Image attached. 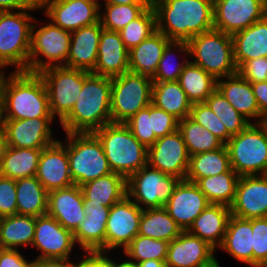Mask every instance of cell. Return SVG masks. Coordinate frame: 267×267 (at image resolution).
Masks as SVG:
<instances>
[{
  "label": "cell",
  "mask_w": 267,
  "mask_h": 267,
  "mask_svg": "<svg viewBox=\"0 0 267 267\" xmlns=\"http://www.w3.org/2000/svg\"><path fill=\"white\" fill-rule=\"evenodd\" d=\"M156 30L170 41L188 42L214 28L213 0H155Z\"/></svg>",
  "instance_id": "cell-1"
},
{
  "label": "cell",
  "mask_w": 267,
  "mask_h": 267,
  "mask_svg": "<svg viewBox=\"0 0 267 267\" xmlns=\"http://www.w3.org/2000/svg\"><path fill=\"white\" fill-rule=\"evenodd\" d=\"M111 77L84 71L83 86L71 112L59 123L64 133H90L112 123Z\"/></svg>",
  "instance_id": "cell-2"
},
{
  "label": "cell",
  "mask_w": 267,
  "mask_h": 267,
  "mask_svg": "<svg viewBox=\"0 0 267 267\" xmlns=\"http://www.w3.org/2000/svg\"><path fill=\"white\" fill-rule=\"evenodd\" d=\"M54 118L46 85L39 73L12 71L3 83L2 119Z\"/></svg>",
  "instance_id": "cell-3"
},
{
  "label": "cell",
  "mask_w": 267,
  "mask_h": 267,
  "mask_svg": "<svg viewBox=\"0 0 267 267\" xmlns=\"http://www.w3.org/2000/svg\"><path fill=\"white\" fill-rule=\"evenodd\" d=\"M102 144L112 172L126 180L147 165L148 148L124 123H109L93 132Z\"/></svg>",
  "instance_id": "cell-4"
},
{
  "label": "cell",
  "mask_w": 267,
  "mask_h": 267,
  "mask_svg": "<svg viewBox=\"0 0 267 267\" xmlns=\"http://www.w3.org/2000/svg\"><path fill=\"white\" fill-rule=\"evenodd\" d=\"M33 11L41 10L0 11V69L28 72Z\"/></svg>",
  "instance_id": "cell-5"
},
{
  "label": "cell",
  "mask_w": 267,
  "mask_h": 267,
  "mask_svg": "<svg viewBox=\"0 0 267 267\" xmlns=\"http://www.w3.org/2000/svg\"><path fill=\"white\" fill-rule=\"evenodd\" d=\"M190 62L203 68L216 80L237 73L232 35L211 29L188 42Z\"/></svg>",
  "instance_id": "cell-6"
},
{
  "label": "cell",
  "mask_w": 267,
  "mask_h": 267,
  "mask_svg": "<svg viewBox=\"0 0 267 267\" xmlns=\"http://www.w3.org/2000/svg\"><path fill=\"white\" fill-rule=\"evenodd\" d=\"M70 175L74 184L81 185L112 173L103 147L93 132L65 133Z\"/></svg>",
  "instance_id": "cell-7"
},
{
  "label": "cell",
  "mask_w": 267,
  "mask_h": 267,
  "mask_svg": "<svg viewBox=\"0 0 267 267\" xmlns=\"http://www.w3.org/2000/svg\"><path fill=\"white\" fill-rule=\"evenodd\" d=\"M35 18L31 28L28 72L39 73L51 66H64L69 55L71 32Z\"/></svg>",
  "instance_id": "cell-8"
},
{
  "label": "cell",
  "mask_w": 267,
  "mask_h": 267,
  "mask_svg": "<svg viewBox=\"0 0 267 267\" xmlns=\"http://www.w3.org/2000/svg\"><path fill=\"white\" fill-rule=\"evenodd\" d=\"M231 168L239 176L267 174V137L258 123H250L226 143Z\"/></svg>",
  "instance_id": "cell-9"
},
{
  "label": "cell",
  "mask_w": 267,
  "mask_h": 267,
  "mask_svg": "<svg viewBox=\"0 0 267 267\" xmlns=\"http://www.w3.org/2000/svg\"><path fill=\"white\" fill-rule=\"evenodd\" d=\"M153 80L132 72L111 78L112 123H125L151 104Z\"/></svg>",
  "instance_id": "cell-10"
},
{
  "label": "cell",
  "mask_w": 267,
  "mask_h": 267,
  "mask_svg": "<svg viewBox=\"0 0 267 267\" xmlns=\"http://www.w3.org/2000/svg\"><path fill=\"white\" fill-rule=\"evenodd\" d=\"M180 181L147 164L126 180L127 196L141 209L162 208Z\"/></svg>",
  "instance_id": "cell-11"
},
{
  "label": "cell",
  "mask_w": 267,
  "mask_h": 267,
  "mask_svg": "<svg viewBox=\"0 0 267 267\" xmlns=\"http://www.w3.org/2000/svg\"><path fill=\"white\" fill-rule=\"evenodd\" d=\"M49 97L52 116L60 123L72 110L84 81V70L51 66L39 72Z\"/></svg>",
  "instance_id": "cell-12"
},
{
  "label": "cell",
  "mask_w": 267,
  "mask_h": 267,
  "mask_svg": "<svg viewBox=\"0 0 267 267\" xmlns=\"http://www.w3.org/2000/svg\"><path fill=\"white\" fill-rule=\"evenodd\" d=\"M39 255L36 260H68L75 249L73 232L65 229L55 218L48 214L36 217L35 234L31 245Z\"/></svg>",
  "instance_id": "cell-13"
},
{
  "label": "cell",
  "mask_w": 267,
  "mask_h": 267,
  "mask_svg": "<svg viewBox=\"0 0 267 267\" xmlns=\"http://www.w3.org/2000/svg\"><path fill=\"white\" fill-rule=\"evenodd\" d=\"M266 15L264 0H213L214 29L226 34L244 30Z\"/></svg>",
  "instance_id": "cell-14"
},
{
  "label": "cell",
  "mask_w": 267,
  "mask_h": 267,
  "mask_svg": "<svg viewBox=\"0 0 267 267\" xmlns=\"http://www.w3.org/2000/svg\"><path fill=\"white\" fill-rule=\"evenodd\" d=\"M40 10L54 25L70 32L99 22V2L40 0Z\"/></svg>",
  "instance_id": "cell-15"
},
{
  "label": "cell",
  "mask_w": 267,
  "mask_h": 267,
  "mask_svg": "<svg viewBox=\"0 0 267 267\" xmlns=\"http://www.w3.org/2000/svg\"><path fill=\"white\" fill-rule=\"evenodd\" d=\"M190 156L181 132L158 138L148 147L147 164L161 172L185 180L189 168Z\"/></svg>",
  "instance_id": "cell-16"
},
{
  "label": "cell",
  "mask_w": 267,
  "mask_h": 267,
  "mask_svg": "<svg viewBox=\"0 0 267 267\" xmlns=\"http://www.w3.org/2000/svg\"><path fill=\"white\" fill-rule=\"evenodd\" d=\"M143 209L127 195L110 207L106 225V252L124 248L138 234ZM112 251V252H111Z\"/></svg>",
  "instance_id": "cell-17"
},
{
  "label": "cell",
  "mask_w": 267,
  "mask_h": 267,
  "mask_svg": "<svg viewBox=\"0 0 267 267\" xmlns=\"http://www.w3.org/2000/svg\"><path fill=\"white\" fill-rule=\"evenodd\" d=\"M55 121V118L2 119L1 126L7 135L8 146L36 149L58 140L52 131Z\"/></svg>",
  "instance_id": "cell-18"
},
{
  "label": "cell",
  "mask_w": 267,
  "mask_h": 267,
  "mask_svg": "<svg viewBox=\"0 0 267 267\" xmlns=\"http://www.w3.org/2000/svg\"><path fill=\"white\" fill-rule=\"evenodd\" d=\"M230 211L242 219L267 217V175L240 176Z\"/></svg>",
  "instance_id": "cell-19"
},
{
  "label": "cell",
  "mask_w": 267,
  "mask_h": 267,
  "mask_svg": "<svg viewBox=\"0 0 267 267\" xmlns=\"http://www.w3.org/2000/svg\"><path fill=\"white\" fill-rule=\"evenodd\" d=\"M209 204L207 197L195 183L181 180L164 208L182 231H188Z\"/></svg>",
  "instance_id": "cell-20"
},
{
  "label": "cell",
  "mask_w": 267,
  "mask_h": 267,
  "mask_svg": "<svg viewBox=\"0 0 267 267\" xmlns=\"http://www.w3.org/2000/svg\"><path fill=\"white\" fill-rule=\"evenodd\" d=\"M36 178L48 192L74 184L70 175L67 148L62 140L58 139L42 149Z\"/></svg>",
  "instance_id": "cell-21"
},
{
  "label": "cell",
  "mask_w": 267,
  "mask_h": 267,
  "mask_svg": "<svg viewBox=\"0 0 267 267\" xmlns=\"http://www.w3.org/2000/svg\"><path fill=\"white\" fill-rule=\"evenodd\" d=\"M215 252L206 241L183 231L168 243L166 267H204L216 258Z\"/></svg>",
  "instance_id": "cell-22"
},
{
  "label": "cell",
  "mask_w": 267,
  "mask_h": 267,
  "mask_svg": "<svg viewBox=\"0 0 267 267\" xmlns=\"http://www.w3.org/2000/svg\"><path fill=\"white\" fill-rule=\"evenodd\" d=\"M47 214L73 232L86 216L81 188L73 184L48 192Z\"/></svg>",
  "instance_id": "cell-23"
},
{
  "label": "cell",
  "mask_w": 267,
  "mask_h": 267,
  "mask_svg": "<svg viewBox=\"0 0 267 267\" xmlns=\"http://www.w3.org/2000/svg\"><path fill=\"white\" fill-rule=\"evenodd\" d=\"M128 53L120 33L103 28L99 38L97 62L92 73L112 78L129 72Z\"/></svg>",
  "instance_id": "cell-24"
},
{
  "label": "cell",
  "mask_w": 267,
  "mask_h": 267,
  "mask_svg": "<svg viewBox=\"0 0 267 267\" xmlns=\"http://www.w3.org/2000/svg\"><path fill=\"white\" fill-rule=\"evenodd\" d=\"M85 220L73 231L82 252H106V225L110 207L84 205Z\"/></svg>",
  "instance_id": "cell-25"
},
{
  "label": "cell",
  "mask_w": 267,
  "mask_h": 267,
  "mask_svg": "<svg viewBox=\"0 0 267 267\" xmlns=\"http://www.w3.org/2000/svg\"><path fill=\"white\" fill-rule=\"evenodd\" d=\"M102 29L103 27L99 21L71 32L69 55L64 66L93 72L97 62Z\"/></svg>",
  "instance_id": "cell-26"
},
{
  "label": "cell",
  "mask_w": 267,
  "mask_h": 267,
  "mask_svg": "<svg viewBox=\"0 0 267 267\" xmlns=\"http://www.w3.org/2000/svg\"><path fill=\"white\" fill-rule=\"evenodd\" d=\"M217 89L251 123L259 122L262 115L251 83L245 80L238 72L218 79Z\"/></svg>",
  "instance_id": "cell-27"
},
{
  "label": "cell",
  "mask_w": 267,
  "mask_h": 267,
  "mask_svg": "<svg viewBox=\"0 0 267 267\" xmlns=\"http://www.w3.org/2000/svg\"><path fill=\"white\" fill-rule=\"evenodd\" d=\"M230 216V207L209 204L194 220L188 232L206 241L216 250L223 242Z\"/></svg>",
  "instance_id": "cell-28"
},
{
  "label": "cell",
  "mask_w": 267,
  "mask_h": 267,
  "mask_svg": "<svg viewBox=\"0 0 267 267\" xmlns=\"http://www.w3.org/2000/svg\"><path fill=\"white\" fill-rule=\"evenodd\" d=\"M170 40L156 30L128 53L129 72L150 79L155 77L163 51Z\"/></svg>",
  "instance_id": "cell-29"
},
{
  "label": "cell",
  "mask_w": 267,
  "mask_h": 267,
  "mask_svg": "<svg viewBox=\"0 0 267 267\" xmlns=\"http://www.w3.org/2000/svg\"><path fill=\"white\" fill-rule=\"evenodd\" d=\"M252 219L230 216L221 246L235 260L253 267Z\"/></svg>",
  "instance_id": "cell-30"
},
{
  "label": "cell",
  "mask_w": 267,
  "mask_h": 267,
  "mask_svg": "<svg viewBox=\"0 0 267 267\" xmlns=\"http://www.w3.org/2000/svg\"><path fill=\"white\" fill-rule=\"evenodd\" d=\"M234 60L239 68L245 61L267 57V15L232 35Z\"/></svg>",
  "instance_id": "cell-31"
},
{
  "label": "cell",
  "mask_w": 267,
  "mask_h": 267,
  "mask_svg": "<svg viewBox=\"0 0 267 267\" xmlns=\"http://www.w3.org/2000/svg\"><path fill=\"white\" fill-rule=\"evenodd\" d=\"M84 205L113 206L126 195V179L114 172L80 186Z\"/></svg>",
  "instance_id": "cell-32"
},
{
  "label": "cell",
  "mask_w": 267,
  "mask_h": 267,
  "mask_svg": "<svg viewBox=\"0 0 267 267\" xmlns=\"http://www.w3.org/2000/svg\"><path fill=\"white\" fill-rule=\"evenodd\" d=\"M36 217L11 215L0 218V248L26 249L31 246L35 234Z\"/></svg>",
  "instance_id": "cell-33"
},
{
  "label": "cell",
  "mask_w": 267,
  "mask_h": 267,
  "mask_svg": "<svg viewBox=\"0 0 267 267\" xmlns=\"http://www.w3.org/2000/svg\"><path fill=\"white\" fill-rule=\"evenodd\" d=\"M151 103L178 120L190 115L192 103L178 81H153Z\"/></svg>",
  "instance_id": "cell-34"
},
{
  "label": "cell",
  "mask_w": 267,
  "mask_h": 267,
  "mask_svg": "<svg viewBox=\"0 0 267 267\" xmlns=\"http://www.w3.org/2000/svg\"><path fill=\"white\" fill-rule=\"evenodd\" d=\"M42 149L8 146L0 162V176L14 180L36 176Z\"/></svg>",
  "instance_id": "cell-35"
},
{
  "label": "cell",
  "mask_w": 267,
  "mask_h": 267,
  "mask_svg": "<svg viewBox=\"0 0 267 267\" xmlns=\"http://www.w3.org/2000/svg\"><path fill=\"white\" fill-rule=\"evenodd\" d=\"M17 214L43 216L47 214L48 191L36 176L16 180Z\"/></svg>",
  "instance_id": "cell-36"
},
{
  "label": "cell",
  "mask_w": 267,
  "mask_h": 267,
  "mask_svg": "<svg viewBox=\"0 0 267 267\" xmlns=\"http://www.w3.org/2000/svg\"><path fill=\"white\" fill-rule=\"evenodd\" d=\"M231 169L229 152L224 144L214 151L190 156L189 168L185 180L196 183L199 179L219 175Z\"/></svg>",
  "instance_id": "cell-37"
},
{
  "label": "cell",
  "mask_w": 267,
  "mask_h": 267,
  "mask_svg": "<svg viewBox=\"0 0 267 267\" xmlns=\"http://www.w3.org/2000/svg\"><path fill=\"white\" fill-rule=\"evenodd\" d=\"M182 232L164 207L143 209L139 222V235L170 242Z\"/></svg>",
  "instance_id": "cell-38"
},
{
  "label": "cell",
  "mask_w": 267,
  "mask_h": 267,
  "mask_svg": "<svg viewBox=\"0 0 267 267\" xmlns=\"http://www.w3.org/2000/svg\"><path fill=\"white\" fill-rule=\"evenodd\" d=\"M178 82L192 104L205 102L217 88V80L190 61L182 70Z\"/></svg>",
  "instance_id": "cell-39"
},
{
  "label": "cell",
  "mask_w": 267,
  "mask_h": 267,
  "mask_svg": "<svg viewBox=\"0 0 267 267\" xmlns=\"http://www.w3.org/2000/svg\"><path fill=\"white\" fill-rule=\"evenodd\" d=\"M240 176L231 168L229 171L199 179L195 184L207 197L210 204L230 207L235 198Z\"/></svg>",
  "instance_id": "cell-40"
},
{
  "label": "cell",
  "mask_w": 267,
  "mask_h": 267,
  "mask_svg": "<svg viewBox=\"0 0 267 267\" xmlns=\"http://www.w3.org/2000/svg\"><path fill=\"white\" fill-rule=\"evenodd\" d=\"M178 130L181 132L189 156L214 151L224 145L217 136L189 116L178 121Z\"/></svg>",
  "instance_id": "cell-41"
},
{
  "label": "cell",
  "mask_w": 267,
  "mask_h": 267,
  "mask_svg": "<svg viewBox=\"0 0 267 267\" xmlns=\"http://www.w3.org/2000/svg\"><path fill=\"white\" fill-rule=\"evenodd\" d=\"M175 52L178 53V55L179 53L185 55L183 58L184 60H182L180 63L174 62L175 59L173 58L175 57L174 55ZM188 58H189V47L187 42L170 41L166 45L163 51L155 77L152 80L161 82L178 81L182 70L190 61V59L188 60Z\"/></svg>",
  "instance_id": "cell-42"
},
{
  "label": "cell",
  "mask_w": 267,
  "mask_h": 267,
  "mask_svg": "<svg viewBox=\"0 0 267 267\" xmlns=\"http://www.w3.org/2000/svg\"><path fill=\"white\" fill-rule=\"evenodd\" d=\"M205 103L221 120L231 136L237 135L251 123L230 104L217 88Z\"/></svg>",
  "instance_id": "cell-43"
},
{
  "label": "cell",
  "mask_w": 267,
  "mask_h": 267,
  "mask_svg": "<svg viewBox=\"0 0 267 267\" xmlns=\"http://www.w3.org/2000/svg\"><path fill=\"white\" fill-rule=\"evenodd\" d=\"M151 4L100 6L99 21L104 29L121 31L129 22L138 18ZM104 10V12H103Z\"/></svg>",
  "instance_id": "cell-44"
},
{
  "label": "cell",
  "mask_w": 267,
  "mask_h": 267,
  "mask_svg": "<svg viewBox=\"0 0 267 267\" xmlns=\"http://www.w3.org/2000/svg\"><path fill=\"white\" fill-rule=\"evenodd\" d=\"M168 243L164 240L152 239L137 234L132 241L123 249L128 259L139 263L145 260L166 261Z\"/></svg>",
  "instance_id": "cell-45"
},
{
  "label": "cell",
  "mask_w": 267,
  "mask_h": 267,
  "mask_svg": "<svg viewBox=\"0 0 267 267\" xmlns=\"http://www.w3.org/2000/svg\"><path fill=\"white\" fill-rule=\"evenodd\" d=\"M156 31V14L150 5L138 18L129 22L119 31L128 51L139 45Z\"/></svg>",
  "instance_id": "cell-46"
},
{
  "label": "cell",
  "mask_w": 267,
  "mask_h": 267,
  "mask_svg": "<svg viewBox=\"0 0 267 267\" xmlns=\"http://www.w3.org/2000/svg\"><path fill=\"white\" fill-rule=\"evenodd\" d=\"M189 117L217 136L224 144L232 137L221 120L205 102L193 103Z\"/></svg>",
  "instance_id": "cell-47"
},
{
  "label": "cell",
  "mask_w": 267,
  "mask_h": 267,
  "mask_svg": "<svg viewBox=\"0 0 267 267\" xmlns=\"http://www.w3.org/2000/svg\"><path fill=\"white\" fill-rule=\"evenodd\" d=\"M133 135L147 148L157 140L151 124V104L140 109L124 123Z\"/></svg>",
  "instance_id": "cell-48"
},
{
  "label": "cell",
  "mask_w": 267,
  "mask_h": 267,
  "mask_svg": "<svg viewBox=\"0 0 267 267\" xmlns=\"http://www.w3.org/2000/svg\"><path fill=\"white\" fill-rule=\"evenodd\" d=\"M253 267H267V217L252 219Z\"/></svg>",
  "instance_id": "cell-49"
},
{
  "label": "cell",
  "mask_w": 267,
  "mask_h": 267,
  "mask_svg": "<svg viewBox=\"0 0 267 267\" xmlns=\"http://www.w3.org/2000/svg\"><path fill=\"white\" fill-rule=\"evenodd\" d=\"M178 121L172 114L151 103V124L157 139L176 131Z\"/></svg>",
  "instance_id": "cell-50"
},
{
  "label": "cell",
  "mask_w": 267,
  "mask_h": 267,
  "mask_svg": "<svg viewBox=\"0 0 267 267\" xmlns=\"http://www.w3.org/2000/svg\"><path fill=\"white\" fill-rule=\"evenodd\" d=\"M17 214L16 180L0 176V218Z\"/></svg>",
  "instance_id": "cell-51"
},
{
  "label": "cell",
  "mask_w": 267,
  "mask_h": 267,
  "mask_svg": "<svg viewBox=\"0 0 267 267\" xmlns=\"http://www.w3.org/2000/svg\"><path fill=\"white\" fill-rule=\"evenodd\" d=\"M237 72L250 83L267 81V57L247 60Z\"/></svg>",
  "instance_id": "cell-52"
},
{
  "label": "cell",
  "mask_w": 267,
  "mask_h": 267,
  "mask_svg": "<svg viewBox=\"0 0 267 267\" xmlns=\"http://www.w3.org/2000/svg\"><path fill=\"white\" fill-rule=\"evenodd\" d=\"M16 249L0 248V267H34L36 259L26 260Z\"/></svg>",
  "instance_id": "cell-53"
},
{
  "label": "cell",
  "mask_w": 267,
  "mask_h": 267,
  "mask_svg": "<svg viewBox=\"0 0 267 267\" xmlns=\"http://www.w3.org/2000/svg\"><path fill=\"white\" fill-rule=\"evenodd\" d=\"M78 258V267H113V257L110 252H84ZM110 255V256H109ZM80 259V260H79Z\"/></svg>",
  "instance_id": "cell-54"
},
{
  "label": "cell",
  "mask_w": 267,
  "mask_h": 267,
  "mask_svg": "<svg viewBox=\"0 0 267 267\" xmlns=\"http://www.w3.org/2000/svg\"><path fill=\"white\" fill-rule=\"evenodd\" d=\"M40 9V0H0V11Z\"/></svg>",
  "instance_id": "cell-55"
},
{
  "label": "cell",
  "mask_w": 267,
  "mask_h": 267,
  "mask_svg": "<svg viewBox=\"0 0 267 267\" xmlns=\"http://www.w3.org/2000/svg\"><path fill=\"white\" fill-rule=\"evenodd\" d=\"M261 115L267 114V81L251 83Z\"/></svg>",
  "instance_id": "cell-56"
},
{
  "label": "cell",
  "mask_w": 267,
  "mask_h": 267,
  "mask_svg": "<svg viewBox=\"0 0 267 267\" xmlns=\"http://www.w3.org/2000/svg\"><path fill=\"white\" fill-rule=\"evenodd\" d=\"M77 261L72 259L68 260H57V259H52V260H36L34 267H78V258H76Z\"/></svg>",
  "instance_id": "cell-57"
},
{
  "label": "cell",
  "mask_w": 267,
  "mask_h": 267,
  "mask_svg": "<svg viewBox=\"0 0 267 267\" xmlns=\"http://www.w3.org/2000/svg\"><path fill=\"white\" fill-rule=\"evenodd\" d=\"M102 1V0H101ZM103 5L150 4L148 0H103ZM99 0V6H103Z\"/></svg>",
  "instance_id": "cell-58"
},
{
  "label": "cell",
  "mask_w": 267,
  "mask_h": 267,
  "mask_svg": "<svg viewBox=\"0 0 267 267\" xmlns=\"http://www.w3.org/2000/svg\"><path fill=\"white\" fill-rule=\"evenodd\" d=\"M8 149L7 135L0 124V162Z\"/></svg>",
  "instance_id": "cell-59"
},
{
  "label": "cell",
  "mask_w": 267,
  "mask_h": 267,
  "mask_svg": "<svg viewBox=\"0 0 267 267\" xmlns=\"http://www.w3.org/2000/svg\"><path fill=\"white\" fill-rule=\"evenodd\" d=\"M138 267H166V263L164 261L150 259L139 262Z\"/></svg>",
  "instance_id": "cell-60"
},
{
  "label": "cell",
  "mask_w": 267,
  "mask_h": 267,
  "mask_svg": "<svg viewBox=\"0 0 267 267\" xmlns=\"http://www.w3.org/2000/svg\"><path fill=\"white\" fill-rule=\"evenodd\" d=\"M119 260L116 261V258H113V267H138V264L135 263L134 261H131L128 258L122 259L120 261V258H118Z\"/></svg>",
  "instance_id": "cell-61"
},
{
  "label": "cell",
  "mask_w": 267,
  "mask_h": 267,
  "mask_svg": "<svg viewBox=\"0 0 267 267\" xmlns=\"http://www.w3.org/2000/svg\"><path fill=\"white\" fill-rule=\"evenodd\" d=\"M6 70L0 69V124L2 122V100H3V83L6 76Z\"/></svg>",
  "instance_id": "cell-62"
},
{
  "label": "cell",
  "mask_w": 267,
  "mask_h": 267,
  "mask_svg": "<svg viewBox=\"0 0 267 267\" xmlns=\"http://www.w3.org/2000/svg\"><path fill=\"white\" fill-rule=\"evenodd\" d=\"M258 124L263 128L267 137V114L261 116Z\"/></svg>",
  "instance_id": "cell-63"
},
{
  "label": "cell",
  "mask_w": 267,
  "mask_h": 267,
  "mask_svg": "<svg viewBox=\"0 0 267 267\" xmlns=\"http://www.w3.org/2000/svg\"><path fill=\"white\" fill-rule=\"evenodd\" d=\"M215 258L210 264L205 265L204 267H221L220 262Z\"/></svg>",
  "instance_id": "cell-64"
},
{
  "label": "cell",
  "mask_w": 267,
  "mask_h": 267,
  "mask_svg": "<svg viewBox=\"0 0 267 267\" xmlns=\"http://www.w3.org/2000/svg\"><path fill=\"white\" fill-rule=\"evenodd\" d=\"M84 1H89V2H99V0H84Z\"/></svg>",
  "instance_id": "cell-65"
},
{
  "label": "cell",
  "mask_w": 267,
  "mask_h": 267,
  "mask_svg": "<svg viewBox=\"0 0 267 267\" xmlns=\"http://www.w3.org/2000/svg\"><path fill=\"white\" fill-rule=\"evenodd\" d=\"M154 1H155V0H148V2H149L150 4H152Z\"/></svg>",
  "instance_id": "cell-66"
},
{
  "label": "cell",
  "mask_w": 267,
  "mask_h": 267,
  "mask_svg": "<svg viewBox=\"0 0 267 267\" xmlns=\"http://www.w3.org/2000/svg\"><path fill=\"white\" fill-rule=\"evenodd\" d=\"M264 2H265V7H266V10H267V0H264Z\"/></svg>",
  "instance_id": "cell-67"
}]
</instances>
